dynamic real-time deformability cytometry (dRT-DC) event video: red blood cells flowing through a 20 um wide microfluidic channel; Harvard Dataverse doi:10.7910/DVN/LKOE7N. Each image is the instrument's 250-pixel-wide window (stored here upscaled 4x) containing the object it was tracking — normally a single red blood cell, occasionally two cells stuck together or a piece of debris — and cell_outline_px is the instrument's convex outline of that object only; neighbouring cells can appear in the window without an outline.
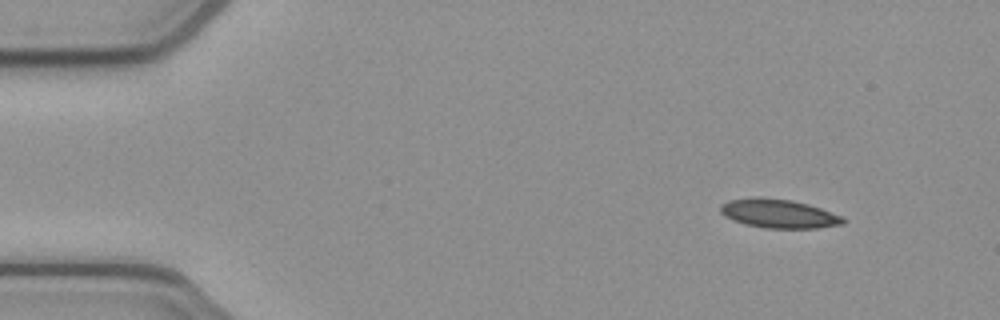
{"species": "common noctule bat (a hibernating species)", "species_latin": "Nyctalus noctula", "temperature_condition": "cold", "stored_images_in_passage": 10, "segment_of_instrument_passage": [1, 2], "camera_frame_rate_fps": 3000, "um_per_image_px": 0.085, "animal": {"sex": "female", "body_mass_g": 21.9}, "frame": {"image": 1, "passage_image": 1, "time_ms": 0.0, "image_size_px": [1000, 320], "cell_outline_px": [[844, 224], [816, 228], [764, 228], [744, 224], [732, 220], [724, 216], [720, 212], [720, 204], [728, 200], [792, 200], [808, 204], [844, 216]], "centroid_in_image_um": [66.24, 18.21], "position_along_channel_um": 18.8, "area_um2": 19.94}}